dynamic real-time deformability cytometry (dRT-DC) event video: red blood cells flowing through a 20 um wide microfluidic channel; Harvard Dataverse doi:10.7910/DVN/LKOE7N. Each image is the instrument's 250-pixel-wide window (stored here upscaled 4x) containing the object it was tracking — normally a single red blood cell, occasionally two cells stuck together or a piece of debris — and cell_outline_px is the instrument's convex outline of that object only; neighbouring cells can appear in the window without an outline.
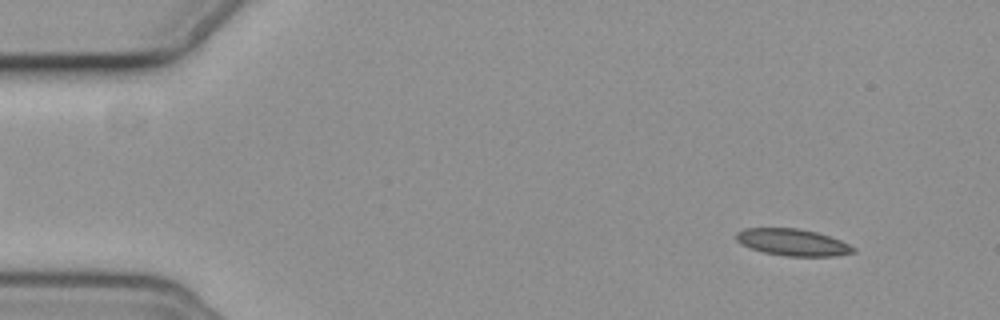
{"species": "common noctule bat (a hibernating species)", "species_latin": "Nyctalus noctula", "temperature_condition": "cold", "stored_images_in_passage": 57, "segment_of_instrument_passage": [1, 2], "camera_frame_rate_fps": 3000, "um_per_image_px": 0.085, "animal": {"sex": "female", "body_mass_g": 19.3, "forearm_length_mm": 54.1}, "frame": {"image": 1, "passage_image": 5, "time_ms": 1.333, "image_size_px": [1000, 320], "cell_outline_px": [[856, 252], [836, 256], [784, 256], [764, 252], [740, 244], [736, 240], [736, 232], [744, 228], [796, 228], [816, 232], [840, 240], [856, 248]], "centroid_in_image_um": [67.37, 20.6], "position_along_channel_um": 17.6, "area_um2": 18.26}}
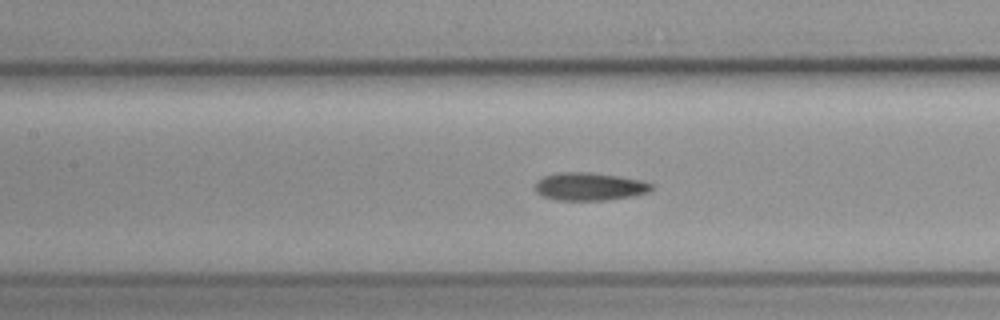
{"frame": {"image": 2, "passage_image": 25, "time_ms": 8.0, "image_size_px": [1000, 320], "cell_outline_px": [[652, 188], [648, 192], [632, 196], [608, 200], [556, 200], [544, 196], [536, 192], [536, 180], [544, 176], [556, 172], [592, 172], [620, 176], [640, 180], [652, 184]], "centroid_in_image_um": [50.09, 15.84], "position_along_channel_um": 157.3, "area_um2": 18.96}}
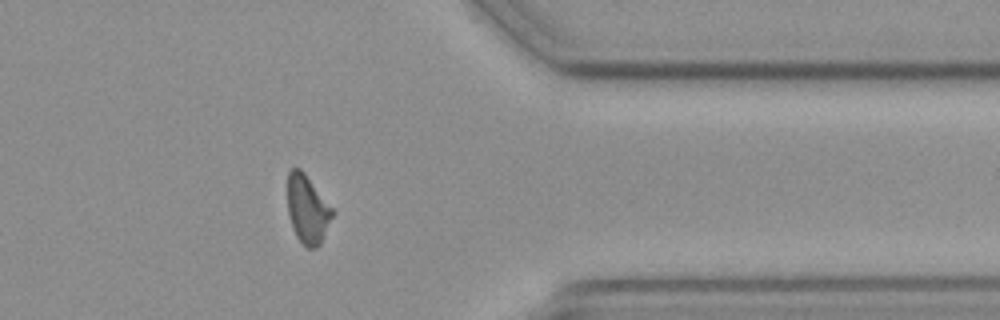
{"frame": {"image": 3, "passage_image": 45, "time_ms": 14.667, "image_size_px": [1000, 320], "cell_outline_px": [[336, 212], [320, 244], [316, 248], [308, 248], [296, 236], [288, 212], [288, 172], [292, 168], [300, 168], [304, 172]], "centroid_in_image_um": [26.16, 17.78], "position_along_channel_um": 385.2, "area_um2": 17.8}}